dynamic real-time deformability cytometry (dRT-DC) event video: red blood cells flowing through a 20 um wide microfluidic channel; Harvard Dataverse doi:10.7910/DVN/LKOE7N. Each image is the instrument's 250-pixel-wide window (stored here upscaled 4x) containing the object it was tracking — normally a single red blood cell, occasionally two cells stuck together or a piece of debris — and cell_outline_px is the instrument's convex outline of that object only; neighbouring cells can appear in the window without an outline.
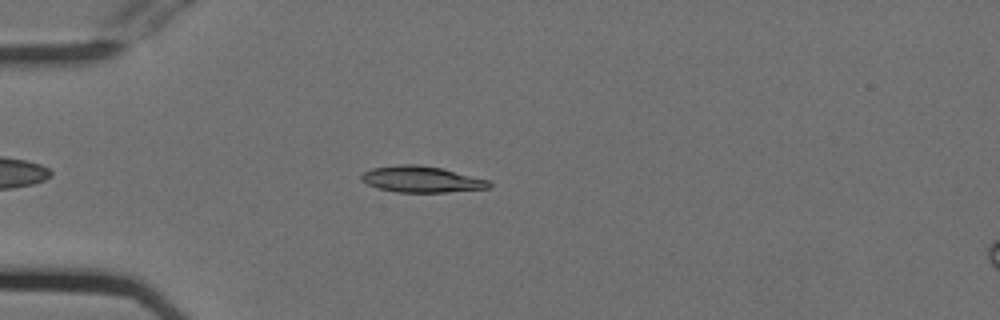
{"species": "Egyptian fruit bat (a non-hibernating species)", "species_latin": "Rousettus aegyptiacus", "temperature_condition": "cold", "stored_images_in_passage": 48, "camera_frame_rate_fps": 3000, "um_per_image_px": 0.085, "animal": {"sex": "female"}, "frame": {"image": 1, "passage_image": 9, "time_ms": 2.667, "image_size_px": [1000, 320], "cell_outline_px": [[492, 188], [448, 192], [396, 192], [380, 188], [368, 184], [360, 180], [360, 176], [364, 172], [372, 168], [396, 164], [416, 164], [440, 168], [488, 180], [492, 184]], "centroid_in_image_um": [35.82, 15.24], "position_along_channel_um": 49.2, "area_um2": 19.42}}
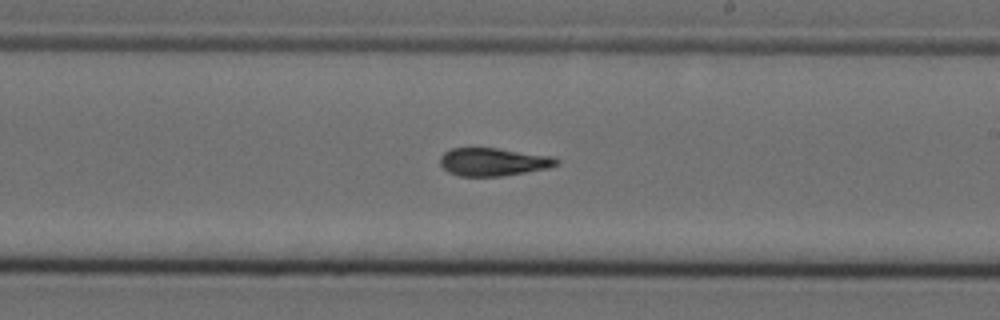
{"frame": {"image": 2, "passage_image": 26, "time_ms": 8.333, "image_size_px": [1000, 320], "cell_outline_px": [[560, 164], [548, 168], [500, 176], [460, 176], [448, 172], [440, 164], [440, 156], [444, 152], [452, 148], [496, 148], [556, 156], [560, 160]], "centroid_in_image_um": [41.97, 13.75], "position_along_channel_um": 247.0, "area_um2": 19.07}}
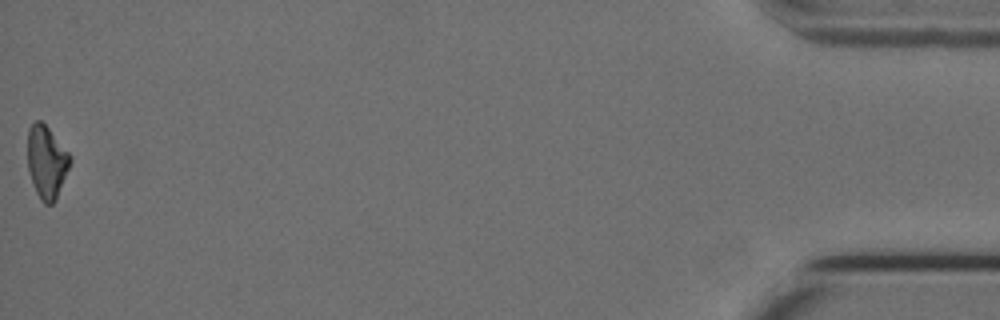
{"frame": {"image": 3, "passage_image": 48, "time_ms": 15.667, "image_size_px": [1000, 320], "cell_outline_px": [[72, 160], [56, 200], [52, 204], [44, 204], [40, 200], [36, 192], [28, 168], [28, 128], [36, 120], [40, 120], [48, 128], [72, 156]], "centroid_in_image_um": [3.97, 13.78], "position_along_channel_um": 431.2, "area_um2": 17.92}, "authors_computed_cell_mechanics": {"area_um2": 18.9295, "velocity_mm_per_s": 3.7784, "shape_relaxation_time_tau1_ms": 7.4006, "shape_relaxation_time_tau2_ms": 2.8399, "deformation_change_tau1": 0.1919, "deformation_change_tau2": 0.0868}}